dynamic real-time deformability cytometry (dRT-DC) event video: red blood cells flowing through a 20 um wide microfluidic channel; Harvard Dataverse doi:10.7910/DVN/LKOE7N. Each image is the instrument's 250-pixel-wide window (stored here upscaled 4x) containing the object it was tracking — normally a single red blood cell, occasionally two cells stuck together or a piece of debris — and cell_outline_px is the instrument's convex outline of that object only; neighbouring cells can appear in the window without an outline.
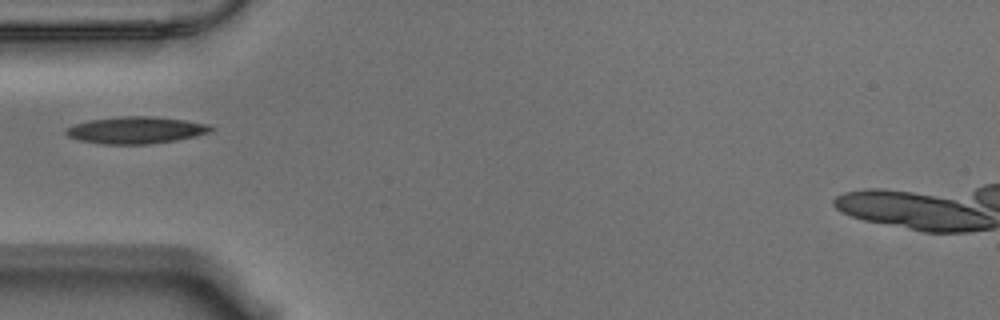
{"species": "Egyptian fruit bat (a non-hibernating species)", "species_latin": "Rousettus aegyptiacus", "temperature_condition": "warm", "stored_images_in_passage": 40, "camera_frame_rate_fps": 3000, "um_per_image_px": 0.085, "animal": {"sex": "male"}, "frame": {"image": 1, "passage_image": 1, "time_ms": 0.0, "image_size_px": [1000, 320], "cell_outline_px": [[216, 128], [208, 132], [196, 136], [176, 140], [148, 144], [100, 144], [80, 140], [68, 136], [64, 132], [64, 128], [88, 120], [120, 116], [152, 116], [184, 120], [208, 124]], "centroid_in_image_um": [11.53, 11.06], "position_along_channel_um": 73.5, "area_um2": 22.77}}
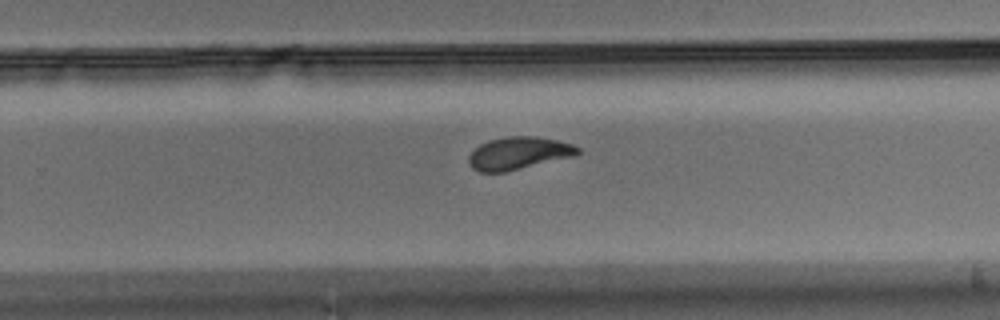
{"frame": {"image": 2, "passage_image": 19, "time_ms": 6.0, "image_size_px": [1000, 320], "cell_outline_px": [[580, 152], [576, 156], [504, 172], [480, 172], [472, 168], [468, 160], [468, 156], [480, 144], [488, 140], [508, 136], [536, 136], [556, 140], [572, 144], [580, 148]], "centroid_in_image_um": [44.1, 13.02], "position_along_channel_um": 285.7, "area_um2": 20.69}}
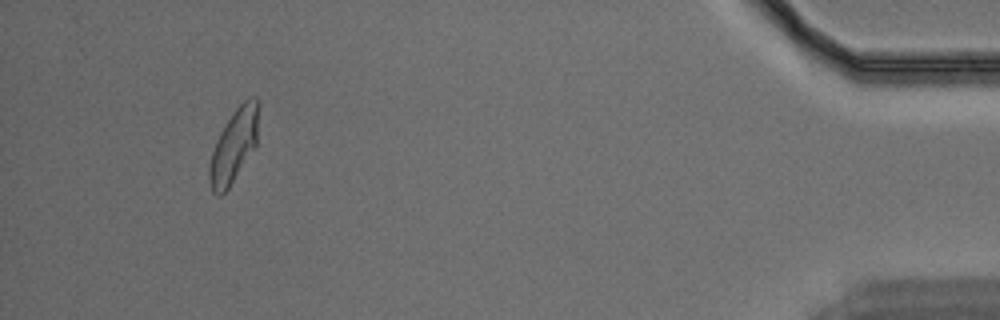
{"frame": {"image": 3, "passage_image": 36, "time_ms": 11.667, "image_size_px": [1000, 320], "cell_outline_px": [[260, 104], [256, 144], [228, 188], [220, 196], [216, 196], [212, 192], [208, 180], [208, 168], [212, 152], [216, 140], [220, 132], [232, 112], [248, 96], [256, 96], [260, 100]], "centroid_in_image_um": [19.88, 12.33], "position_along_channel_um": 415.3, "area_um2": 21.15}}